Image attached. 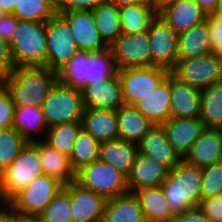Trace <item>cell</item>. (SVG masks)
Returning a JSON list of instances; mask_svg holds the SVG:
<instances>
[{
	"mask_svg": "<svg viewBox=\"0 0 222 222\" xmlns=\"http://www.w3.org/2000/svg\"><path fill=\"white\" fill-rule=\"evenodd\" d=\"M58 80V72L48 67H19L1 83L9 91L14 107H41Z\"/></svg>",
	"mask_w": 222,
	"mask_h": 222,
	"instance_id": "cell-1",
	"label": "cell"
},
{
	"mask_svg": "<svg viewBox=\"0 0 222 222\" xmlns=\"http://www.w3.org/2000/svg\"><path fill=\"white\" fill-rule=\"evenodd\" d=\"M201 184V168L183 159L169 170L160 186L174 215L199 207L202 200Z\"/></svg>",
	"mask_w": 222,
	"mask_h": 222,
	"instance_id": "cell-2",
	"label": "cell"
},
{
	"mask_svg": "<svg viewBox=\"0 0 222 222\" xmlns=\"http://www.w3.org/2000/svg\"><path fill=\"white\" fill-rule=\"evenodd\" d=\"M10 49L16 68L47 67L46 22L19 20Z\"/></svg>",
	"mask_w": 222,
	"mask_h": 222,
	"instance_id": "cell-3",
	"label": "cell"
},
{
	"mask_svg": "<svg viewBox=\"0 0 222 222\" xmlns=\"http://www.w3.org/2000/svg\"><path fill=\"white\" fill-rule=\"evenodd\" d=\"M38 148L27 142L17 158L0 174V201L7 203L36 177L43 175Z\"/></svg>",
	"mask_w": 222,
	"mask_h": 222,
	"instance_id": "cell-4",
	"label": "cell"
},
{
	"mask_svg": "<svg viewBox=\"0 0 222 222\" xmlns=\"http://www.w3.org/2000/svg\"><path fill=\"white\" fill-rule=\"evenodd\" d=\"M47 128L71 122H81L84 104L81 90L61 83L59 80L41 106Z\"/></svg>",
	"mask_w": 222,
	"mask_h": 222,
	"instance_id": "cell-5",
	"label": "cell"
},
{
	"mask_svg": "<svg viewBox=\"0 0 222 222\" xmlns=\"http://www.w3.org/2000/svg\"><path fill=\"white\" fill-rule=\"evenodd\" d=\"M63 186L55 177L43 174L17 192L7 204L20 217L36 218Z\"/></svg>",
	"mask_w": 222,
	"mask_h": 222,
	"instance_id": "cell-6",
	"label": "cell"
},
{
	"mask_svg": "<svg viewBox=\"0 0 222 222\" xmlns=\"http://www.w3.org/2000/svg\"><path fill=\"white\" fill-rule=\"evenodd\" d=\"M75 181L106 199L129 192L127 176L113 165L100 159L78 170Z\"/></svg>",
	"mask_w": 222,
	"mask_h": 222,
	"instance_id": "cell-7",
	"label": "cell"
},
{
	"mask_svg": "<svg viewBox=\"0 0 222 222\" xmlns=\"http://www.w3.org/2000/svg\"><path fill=\"white\" fill-rule=\"evenodd\" d=\"M170 73L181 82L201 91L211 84L222 81V55L211 52L177 60Z\"/></svg>",
	"mask_w": 222,
	"mask_h": 222,
	"instance_id": "cell-8",
	"label": "cell"
},
{
	"mask_svg": "<svg viewBox=\"0 0 222 222\" xmlns=\"http://www.w3.org/2000/svg\"><path fill=\"white\" fill-rule=\"evenodd\" d=\"M47 67L59 71L79 51L68 22L56 13L46 21Z\"/></svg>",
	"mask_w": 222,
	"mask_h": 222,
	"instance_id": "cell-9",
	"label": "cell"
},
{
	"mask_svg": "<svg viewBox=\"0 0 222 222\" xmlns=\"http://www.w3.org/2000/svg\"><path fill=\"white\" fill-rule=\"evenodd\" d=\"M169 73V70L158 66L118 70L124 103L126 105L136 104L144 96L153 92Z\"/></svg>",
	"mask_w": 222,
	"mask_h": 222,
	"instance_id": "cell-10",
	"label": "cell"
},
{
	"mask_svg": "<svg viewBox=\"0 0 222 222\" xmlns=\"http://www.w3.org/2000/svg\"><path fill=\"white\" fill-rule=\"evenodd\" d=\"M150 40V66L171 71L178 60V34L158 15L147 29Z\"/></svg>",
	"mask_w": 222,
	"mask_h": 222,
	"instance_id": "cell-11",
	"label": "cell"
},
{
	"mask_svg": "<svg viewBox=\"0 0 222 222\" xmlns=\"http://www.w3.org/2000/svg\"><path fill=\"white\" fill-rule=\"evenodd\" d=\"M150 40L147 30L122 33L109 47L118 70L150 66Z\"/></svg>",
	"mask_w": 222,
	"mask_h": 222,
	"instance_id": "cell-12",
	"label": "cell"
},
{
	"mask_svg": "<svg viewBox=\"0 0 222 222\" xmlns=\"http://www.w3.org/2000/svg\"><path fill=\"white\" fill-rule=\"evenodd\" d=\"M63 188L70 194L72 222H102L107 199L76 181Z\"/></svg>",
	"mask_w": 222,
	"mask_h": 222,
	"instance_id": "cell-13",
	"label": "cell"
},
{
	"mask_svg": "<svg viewBox=\"0 0 222 222\" xmlns=\"http://www.w3.org/2000/svg\"><path fill=\"white\" fill-rule=\"evenodd\" d=\"M59 14L68 22L78 50L95 52L108 48L97 31L92 12L77 11Z\"/></svg>",
	"mask_w": 222,
	"mask_h": 222,
	"instance_id": "cell-14",
	"label": "cell"
},
{
	"mask_svg": "<svg viewBox=\"0 0 222 222\" xmlns=\"http://www.w3.org/2000/svg\"><path fill=\"white\" fill-rule=\"evenodd\" d=\"M81 93L85 108L117 111L125 104L118 74L106 81L85 86Z\"/></svg>",
	"mask_w": 222,
	"mask_h": 222,
	"instance_id": "cell-15",
	"label": "cell"
},
{
	"mask_svg": "<svg viewBox=\"0 0 222 222\" xmlns=\"http://www.w3.org/2000/svg\"><path fill=\"white\" fill-rule=\"evenodd\" d=\"M183 160L198 168L221 162L222 130L205 128Z\"/></svg>",
	"mask_w": 222,
	"mask_h": 222,
	"instance_id": "cell-16",
	"label": "cell"
},
{
	"mask_svg": "<svg viewBox=\"0 0 222 222\" xmlns=\"http://www.w3.org/2000/svg\"><path fill=\"white\" fill-rule=\"evenodd\" d=\"M162 127L170 144L182 159L205 129L199 118H170Z\"/></svg>",
	"mask_w": 222,
	"mask_h": 222,
	"instance_id": "cell-17",
	"label": "cell"
},
{
	"mask_svg": "<svg viewBox=\"0 0 222 222\" xmlns=\"http://www.w3.org/2000/svg\"><path fill=\"white\" fill-rule=\"evenodd\" d=\"M154 126L171 118L170 73L151 93L133 105Z\"/></svg>",
	"mask_w": 222,
	"mask_h": 222,
	"instance_id": "cell-18",
	"label": "cell"
},
{
	"mask_svg": "<svg viewBox=\"0 0 222 222\" xmlns=\"http://www.w3.org/2000/svg\"><path fill=\"white\" fill-rule=\"evenodd\" d=\"M169 170L166 165L137 154L131 172L127 176L129 192L160 186L168 176Z\"/></svg>",
	"mask_w": 222,
	"mask_h": 222,
	"instance_id": "cell-19",
	"label": "cell"
},
{
	"mask_svg": "<svg viewBox=\"0 0 222 222\" xmlns=\"http://www.w3.org/2000/svg\"><path fill=\"white\" fill-rule=\"evenodd\" d=\"M138 154L166 165L169 169L176 166L182 158L170 144L162 125H155L137 144Z\"/></svg>",
	"mask_w": 222,
	"mask_h": 222,
	"instance_id": "cell-20",
	"label": "cell"
},
{
	"mask_svg": "<svg viewBox=\"0 0 222 222\" xmlns=\"http://www.w3.org/2000/svg\"><path fill=\"white\" fill-rule=\"evenodd\" d=\"M177 34L206 20L207 14L194 0H177L161 9L158 13Z\"/></svg>",
	"mask_w": 222,
	"mask_h": 222,
	"instance_id": "cell-21",
	"label": "cell"
},
{
	"mask_svg": "<svg viewBox=\"0 0 222 222\" xmlns=\"http://www.w3.org/2000/svg\"><path fill=\"white\" fill-rule=\"evenodd\" d=\"M81 125L82 129L99 143L119 139L116 111L85 108Z\"/></svg>",
	"mask_w": 222,
	"mask_h": 222,
	"instance_id": "cell-22",
	"label": "cell"
},
{
	"mask_svg": "<svg viewBox=\"0 0 222 222\" xmlns=\"http://www.w3.org/2000/svg\"><path fill=\"white\" fill-rule=\"evenodd\" d=\"M171 118H199L200 91L181 82L170 73Z\"/></svg>",
	"mask_w": 222,
	"mask_h": 222,
	"instance_id": "cell-23",
	"label": "cell"
},
{
	"mask_svg": "<svg viewBox=\"0 0 222 222\" xmlns=\"http://www.w3.org/2000/svg\"><path fill=\"white\" fill-rule=\"evenodd\" d=\"M39 150L43 173L55 177L64 185L76 179V172L73 170L70 157L60 153L43 140L32 142Z\"/></svg>",
	"mask_w": 222,
	"mask_h": 222,
	"instance_id": "cell-24",
	"label": "cell"
},
{
	"mask_svg": "<svg viewBox=\"0 0 222 222\" xmlns=\"http://www.w3.org/2000/svg\"><path fill=\"white\" fill-rule=\"evenodd\" d=\"M102 222H146L135 193L107 199Z\"/></svg>",
	"mask_w": 222,
	"mask_h": 222,
	"instance_id": "cell-25",
	"label": "cell"
},
{
	"mask_svg": "<svg viewBox=\"0 0 222 222\" xmlns=\"http://www.w3.org/2000/svg\"><path fill=\"white\" fill-rule=\"evenodd\" d=\"M137 154V144L116 139L100 143L98 159L113 165L128 176Z\"/></svg>",
	"mask_w": 222,
	"mask_h": 222,
	"instance_id": "cell-26",
	"label": "cell"
},
{
	"mask_svg": "<svg viewBox=\"0 0 222 222\" xmlns=\"http://www.w3.org/2000/svg\"><path fill=\"white\" fill-rule=\"evenodd\" d=\"M137 196L146 222H173L168 200L162 193L161 186L142 188L134 192Z\"/></svg>",
	"mask_w": 222,
	"mask_h": 222,
	"instance_id": "cell-27",
	"label": "cell"
},
{
	"mask_svg": "<svg viewBox=\"0 0 222 222\" xmlns=\"http://www.w3.org/2000/svg\"><path fill=\"white\" fill-rule=\"evenodd\" d=\"M119 139L138 144L154 125L133 105H122L117 111Z\"/></svg>",
	"mask_w": 222,
	"mask_h": 222,
	"instance_id": "cell-28",
	"label": "cell"
},
{
	"mask_svg": "<svg viewBox=\"0 0 222 222\" xmlns=\"http://www.w3.org/2000/svg\"><path fill=\"white\" fill-rule=\"evenodd\" d=\"M213 52L207 20L178 34V60L198 57Z\"/></svg>",
	"mask_w": 222,
	"mask_h": 222,
	"instance_id": "cell-29",
	"label": "cell"
},
{
	"mask_svg": "<svg viewBox=\"0 0 222 222\" xmlns=\"http://www.w3.org/2000/svg\"><path fill=\"white\" fill-rule=\"evenodd\" d=\"M12 127L20 132L28 142L40 140V138L43 140L47 123L42 108L31 105L14 107ZM38 134L40 138L37 137Z\"/></svg>",
	"mask_w": 222,
	"mask_h": 222,
	"instance_id": "cell-30",
	"label": "cell"
},
{
	"mask_svg": "<svg viewBox=\"0 0 222 222\" xmlns=\"http://www.w3.org/2000/svg\"><path fill=\"white\" fill-rule=\"evenodd\" d=\"M201 110L199 119L205 128L222 130V81L200 91Z\"/></svg>",
	"mask_w": 222,
	"mask_h": 222,
	"instance_id": "cell-31",
	"label": "cell"
},
{
	"mask_svg": "<svg viewBox=\"0 0 222 222\" xmlns=\"http://www.w3.org/2000/svg\"><path fill=\"white\" fill-rule=\"evenodd\" d=\"M121 30L124 34L146 31L157 12L151 3H140L119 8Z\"/></svg>",
	"mask_w": 222,
	"mask_h": 222,
	"instance_id": "cell-32",
	"label": "cell"
},
{
	"mask_svg": "<svg viewBox=\"0 0 222 222\" xmlns=\"http://www.w3.org/2000/svg\"><path fill=\"white\" fill-rule=\"evenodd\" d=\"M92 13L97 31L104 43L109 47L122 34L119 8L105 0Z\"/></svg>",
	"mask_w": 222,
	"mask_h": 222,
	"instance_id": "cell-33",
	"label": "cell"
},
{
	"mask_svg": "<svg viewBox=\"0 0 222 222\" xmlns=\"http://www.w3.org/2000/svg\"><path fill=\"white\" fill-rule=\"evenodd\" d=\"M81 129V122L59 124L47 128L43 141L60 153L70 157L77 135Z\"/></svg>",
	"mask_w": 222,
	"mask_h": 222,
	"instance_id": "cell-34",
	"label": "cell"
},
{
	"mask_svg": "<svg viewBox=\"0 0 222 222\" xmlns=\"http://www.w3.org/2000/svg\"><path fill=\"white\" fill-rule=\"evenodd\" d=\"M117 72L118 69L110 47L101 51H88V78L85 86L106 81L116 75Z\"/></svg>",
	"mask_w": 222,
	"mask_h": 222,
	"instance_id": "cell-35",
	"label": "cell"
},
{
	"mask_svg": "<svg viewBox=\"0 0 222 222\" xmlns=\"http://www.w3.org/2000/svg\"><path fill=\"white\" fill-rule=\"evenodd\" d=\"M88 78V51L79 50L75 56L58 71L61 83L82 90Z\"/></svg>",
	"mask_w": 222,
	"mask_h": 222,
	"instance_id": "cell-36",
	"label": "cell"
},
{
	"mask_svg": "<svg viewBox=\"0 0 222 222\" xmlns=\"http://www.w3.org/2000/svg\"><path fill=\"white\" fill-rule=\"evenodd\" d=\"M57 13V0H19L13 15L23 21L46 22Z\"/></svg>",
	"mask_w": 222,
	"mask_h": 222,
	"instance_id": "cell-37",
	"label": "cell"
},
{
	"mask_svg": "<svg viewBox=\"0 0 222 222\" xmlns=\"http://www.w3.org/2000/svg\"><path fill=\"white\" fill-rule=\"evenodd\" d=\"M100 143L83 129L77 135L70 162L73 170L77 172L82 167L96 161L99 157Z\"/></svg>",
	"mask_w": 222,
	"mask_h": 222,
	"instance_id": "cell-38",
	"label": "cell"
},
{
	"mask_svg": "<svg viewBox=\"0 0 222 222\" xmlns=\"http://www.w3.org/2000/svg\"><path fill=\"white\" fill-rule=\"evenodd\" d=\"M27 142L13 127L0 130V174L17 158Z\"/></svg>",
	"mask_w": 222,
	"mask_h": 222,
	"instance_id": "cell-39",
	"label": "cell"
},
{
	"mask_svg": "<svg viewBox=\"0 0 222 222\" xmlns=\"http://www.w3.org/2000/svg\"><path fill=\"white\" fill-rule=\"evenodd\" d=\"M36 218L39 222H72L70 194L62 188Z\"/></svg>",
	"mask_w": 222,
	"mask_h": 222,
	"instance_id": "cell-40",
	"label": "cell"
},
{
	"mask_svg": "<svg viewBox=\"0 0 222 222\" xmlns=\"http://www.w3.org/2000/svg\"><path fill=\"white\" fill-rule=\"evenodd\" d=\"M202 199L222 194V161L201 168Z\"/></svg>",
	"mask_w": 222,
	"mask_h": 222,
	"instance_id": "cell-41",
	"label": "cell"
},
{
	"mask_svg": "<svg viewBox=\"0 0 222 222\" xmlns=\"http://www.w3.org/2000/svg\"><path fill=\"white\" fill-rule=\"evenodd\" d=\"M14 104L6 87L0 82V130L12 127Z\"/></svg>",
	"mask_w": 222,
	"mask_h": 222,
	"instance_id": "cell-42",
	"label": "cell"
},
{
	"mask_svg": "<svg viewBox=\"0 0 222 222\" xmlns=\"http://www.w3.org/2000/svg\"><path fill=\"white\" fill-rule=\"evenodd\" d=\"M213 53L222 55V16L209 14L206 17Z\"/></svg>",
	"mask_w": 222,
	"mask_h": 222,
	"instance_id": "cell-43",
	"label": "cell"
},
{
	"mask_svg": "<svg viewBox=\"0 0 222 222\" xmlns=\"http://www.w3.org/2000/svg\"><path fill=\"white\" fill-rule=\"evenodd\" d=\"M105 0H57V13L92 12Z\"/></svg>",
	"mask_w": 222,
	"mask_h": 222,
	"instance_id": "cell-44",
	"label": "cell"
},
{
	"mask_svg": "<svg viewBox=\"0 0 222 222\" xmlns=\"http://www.w3.org/2000/svg\"><path fill=\"white\" fill-rule=\"evenodd\" d=\"M198 208L211 222H222V194L202 199Z\"/></svg>",
	"mask_w": 222,
	"mask_h": 222,
	"instance_id": "cell-45",
	"label": "cell"
},
{
	"mask_svg": "<svg viewBox=\"0 0 222 222\" xmlns=\"http://www.w3.org/2000/svg\"><path fill=\"white\" fill-rule=\"evenodd\" d=\"M15 68L10 44L0 36V81L8 77Z\"/></svg>",
	"mask_w": 222,
	"mask_h": 222,
	"instance_id": "cell-46",
	"label": "cell"
},
{
	"mask_svg": "<svg viewBox=\"0 0 222 222\" xmlns=\"http://www.w3.org/2000/svg\"><path fill=\"white\" fill-rule=\"evenodd\" d=\"M19 19L13 14H6L0 19V36L10 44Z\"/></svg>",
	"mask_w": 222,
	"mask_h": 222,
	"instance_id": "cell-47",
	"label": "cell"
},
{
	"mask_svg": "<svg viewBox=\"0 0 222 222\" xmlns=\"http://www.w3.org/2000/svg\"><path fill=\"white\" fill-rule=\"evenodd\" d=\"M173 222H211V221L197 207L176 214Z\"/></svg>",
	"mask_w": 222,
	"mask_h": 222,
	"instance_id": "cell-48",
	"label": "cell"
},
{
	"mask_svg": "<svg viewBox=\"0 0 222 222\" xmlns=\"http://www.w3.org/2000/svg\"><path fill=\"white\" fill-rule=\"evenodd\" d=\"M0 222H15V211L7 204H0Z\"/></svg>",
	"mask_w": 222,
	"mask_h": 222,
	"instance_id": "cell-49",
	"label": "cell"
},
{
	"mask_svg": "<svg viewBox=\"0 0 222 222\" xmlns=\"http://www.w3.org/2000/svg\"><path fill=\"white\" fill-rule=\"evenodd\" d=\"M194 1L207 15L214 13L218 3V0H194Z\"/></svg>",
	"mask_w": 222,
	"mask_h": 222,
	"instance_id": "cell-50",
	"label": "cell"
},
{
	"mask_svg": "<svg viewBox=\"0 0 222 222\" xmlns=\"http://www.w3.org/2000/svg\"><path fill=\"white\" fill-rule=\"evenodd\" d=\"M110 3H113L118 8L128 5H136L140 3H150L149 0H107Z\"/></svg>",
	"mask_w": 222,
	"mask_h": 222,
	"instance_id": "cell-51",
	"label": "cell"
},
{
	"mask_svg": "<svg viewBox=\"0 0 222 222\" xmlns=\"http://www.w3.org/2000/svg\"><path fill=\"white\" fill-rule=\"evenodd\" d=\"M19 0H0V7L7 13L13 14Z\"/></svg>",
	"mask_w": 222,
	"mask_h": 222,
	"instance_id": "cell-52",
	"label": "cell"
},
{
	"mask_svg": "<svg viewBox=\"0 0 222 222\" xmlns=\"http://www.w3.org/2000/svg\"><path fill=\"white\" fill-rule=\"evenodd\" d=\"M154 10L158 13L165 6L176 2L177 0H149Z\"/></svg>",
	"mask_w": 222,
	"mask_h": 222,
	"instance_id": "cell-53",
	"label": "cell"
},
{
	"mask_svg": "<svg viewBox=\"0 0 222 222\" xmlns=\"http://www.w3.org/2000/svg\"><path fill=\"white\" fill-rule=\"evenodd\" d=\"M15 222H39V220L37 218H33V217H20L15 212Z\"/></svg>",
	"mask_w": 222,
	"mask_h": 222,
	"instance_id": "cell-54",
	"label": "cell"
},
{
	"mask_svg": "<svg viewBox=\"0 0 222 222\" xmlns=\"http://www.w3.org/2000/svg\"><path fill=\"white\" fill-rule=\"evenodd\" d=\"M214 15L222 16V0H218Z\"/></svg>",
	"mask_w": 222,
	"mask_h": 222,
	"instance_id": "cell-55",
	"label": "cell"
},
{
	"mask_svg": "<svg viewBox=\"0 0 222 222\" xmlns=\"http://www.w3.org/2000/svg\"><path fill=\"white\" fill-rule=\"evenodd\" d=\"M7 13L0 7V19L3 18Z\"/></svg>",
	"mask_w": 222,
	"mask_h": 222,
	"instance_id": "cell-56",
	"label": "cell"
}]
</instances>
